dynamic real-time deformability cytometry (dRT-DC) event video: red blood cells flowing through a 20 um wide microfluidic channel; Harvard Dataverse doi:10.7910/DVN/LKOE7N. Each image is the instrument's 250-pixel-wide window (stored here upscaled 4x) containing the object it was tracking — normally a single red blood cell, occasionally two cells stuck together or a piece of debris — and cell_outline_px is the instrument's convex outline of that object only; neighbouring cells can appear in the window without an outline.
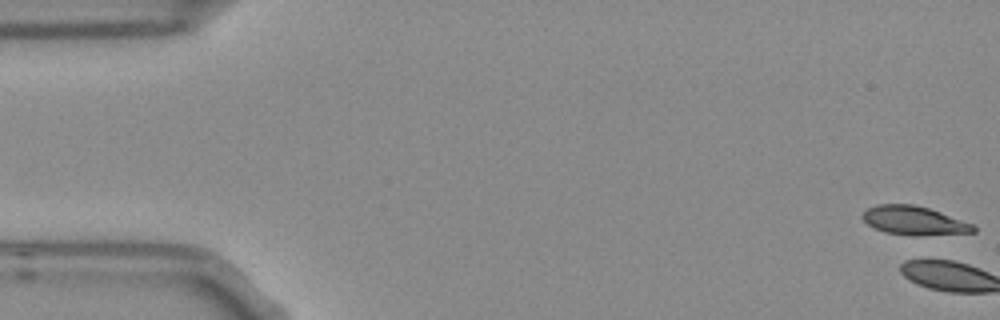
{"species": "Egyptian fruit bat (a non-hibernating species)", "species_latin": "Rousettus aegyptiacus", "temperature_condition": "room temperature", "stored_images_in_passage": 5, "camera_frame_rate_fps": 3000, "um_per_image_px": 0.085, "frame": {"image": 1, "passage_image": 1, "time_ms": 0.0, "image_size_px": [1000, 320], "cell_outline_px": [[976, 232], [920, 236], [912, 236], [884, 232], [872, 228], [860, 216], [868, 208], [876, 204], [912, 204], [928, 208], [940, 212], [972, 224], [976, 228]], "centroid_in_image_um": [77.66, 18.76], "position_along_channel_um": 7.3, "area_um2": 18.67}}